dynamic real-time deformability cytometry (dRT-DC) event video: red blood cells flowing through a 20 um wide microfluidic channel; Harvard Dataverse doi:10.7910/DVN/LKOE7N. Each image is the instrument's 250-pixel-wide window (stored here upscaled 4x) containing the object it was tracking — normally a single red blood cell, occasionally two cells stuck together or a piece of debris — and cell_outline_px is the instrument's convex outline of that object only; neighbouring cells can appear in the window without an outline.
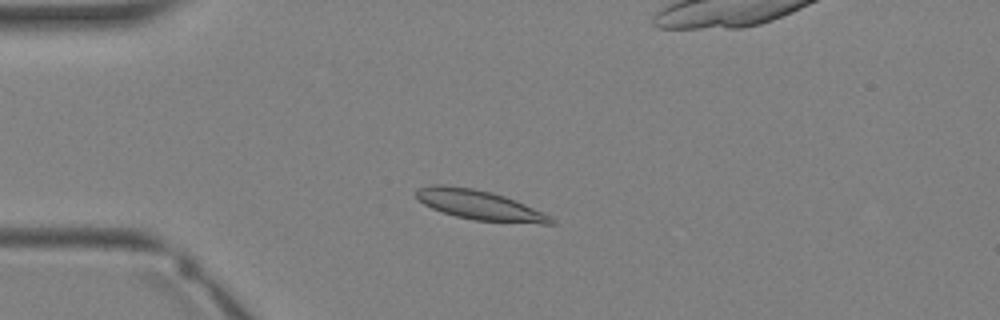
{"species": "Egyptian fruit bat (a non-hibernating species)", "species_latin": "Rousettus aegyptiacus", "temperature_condition": "warm", "stored_images_in_passage": 3, "camera_frame_rate_fps": 3000, "um_per_image_px": 0.085, "animal": {"sex": "female"}, "frame": {"image": 1, "passage_image": 2, "time_ms": 1.0, "image_size_px": [1000, 320], "cell_outline_px": [[556, 224], [540, 224], [472, 220], [456, 216], [432, 208], [424, 204], [416, 196], [416, 188], [428, 184], [444, 184], [472, 188], [492, 192], [516, 200], [544, 212], [552, 216], [556, 220]], "centroid_in_image_um": [40.79, 17.42], "position_along_channel_um": 44.2, "area_um2": 23.58}}